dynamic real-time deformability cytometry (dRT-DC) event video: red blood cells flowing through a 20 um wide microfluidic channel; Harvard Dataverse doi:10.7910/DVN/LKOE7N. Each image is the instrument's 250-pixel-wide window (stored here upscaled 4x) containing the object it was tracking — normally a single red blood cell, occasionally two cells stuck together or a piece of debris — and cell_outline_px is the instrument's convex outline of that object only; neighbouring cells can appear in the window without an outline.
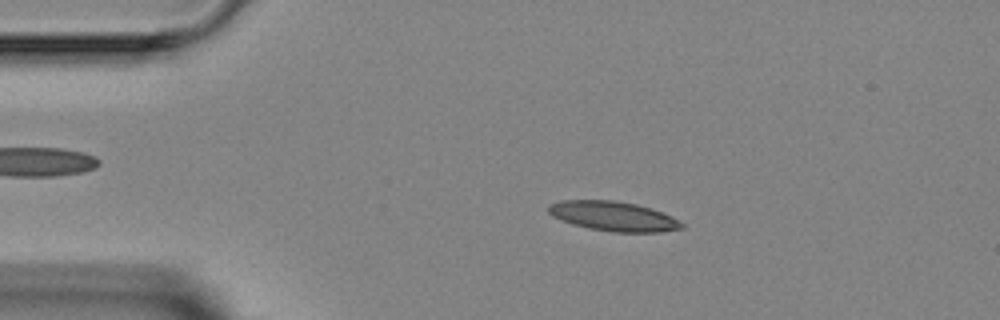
{"species": "Egyptian fruit bat (a non-hibernating species)", "species_latin": "Rousettus aegyptiacus", "temperature_condition": "room temperature", "stored_images_in_passage": 3, "camera_frame_rate_fps": 3000, "um_per_image_px": 0.085, "animal": {"sex": "female"}, "frame": {"image": 1, "passage_image": 2, "time_ms": 1.0, "image_size_px": [1000, 320], "cell_outline_px": [[684, 228], [660, 232], [612, 232], [588, 228], [572, 224], [560, 220], [552, 216], [548, 212], [548, 204], [560, 200], [612, 200], [636, 204], [672, 216], [684, 224]], "centroid_in_image_um": [52.1, 18.38], "position_along_channel_um": 32.9, "area_um2": 23.0}}